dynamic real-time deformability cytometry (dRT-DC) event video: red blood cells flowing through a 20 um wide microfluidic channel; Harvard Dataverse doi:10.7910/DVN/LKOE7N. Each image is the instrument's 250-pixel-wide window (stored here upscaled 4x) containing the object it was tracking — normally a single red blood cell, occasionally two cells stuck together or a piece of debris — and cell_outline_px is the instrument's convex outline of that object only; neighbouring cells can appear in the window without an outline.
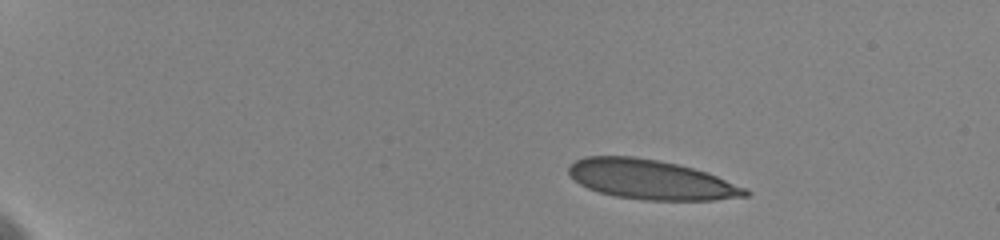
{"species": "human", "species_latin": "Homo sapiens", "temperature_condition": "cold", "stored_images_in_passage": 37, "camera_frame_rate_fps": 3000, "um_per_image_px": 0.085, "donor": {"sex": "female"}, "frame": {"image": 1, "passage_image": 1, "time_ms": 0.0, "image_size_px": [1000, 240], "cell_outline_px": [[752, 192], [748, 196], [716, 200], [644, 200], [616, 196], [600, 192], [588, 188], [580, 184], [568, 172], [568, 168], [576, 160], [584, 156], [632, 156], [656, 160], [676, 164], [708, 172], [748, 188]], "centroid_in_image_um": [55.4, 15.27], "position_along_channel_um": 29.6, "area_um2": 40.69}}
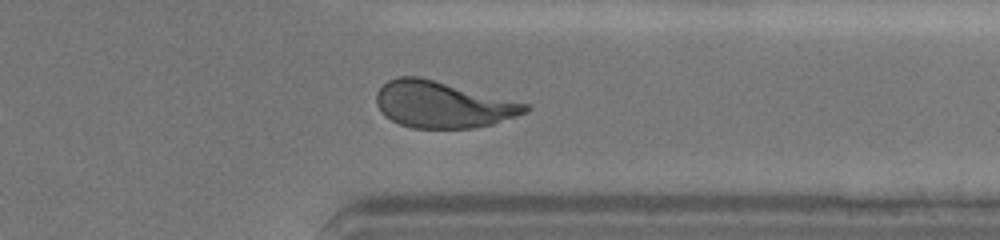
{"frame": {"image": 2, "passage_image": 28, "time_ms": 12.667, "image_size_px": [1000, 240], "cell_outline_px": [[532, 108], [528, 112], [492, 124], [472, 128], [412, 128], [400, 124], [384, 116], [380, 112], [376, 104], [376, 92], [388, 80], [396, 76], [420, 76], [528, 104]], "centroid_in_image_um": [37.59, 8.88], "position_along_channel_um": 373.8, "area_um2": 40.34}}
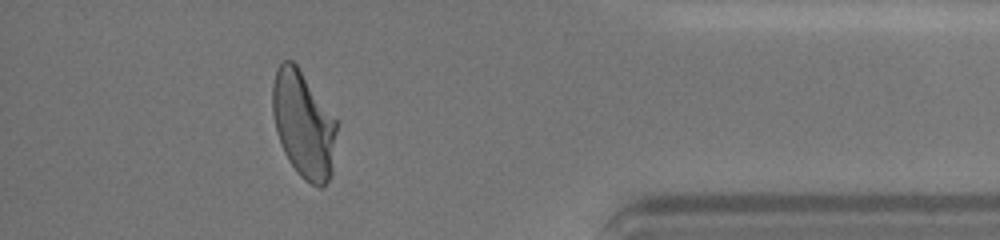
{"frame": {"image": 3, "passage_image": 32, "time_ms": 14.333, "image_size_px": [1000, 240], "cell_outline_px": [[340, 120], [332, 172], [328, 180], [320, 188], [316, 188], [304, 180], [296, 172], [288, 160], [280, 144], [276, 132], [272, 112], [272, 84], [276, 68], [284, 60], [292, 60], [296, 64]], "centroid_in_image_um": [25.84, 10.58], "position_along_channel_um": 409.4, "area_um2": 41.21}, "authors_computed_cell_mechanics": {"area_um2": 40.8646, "velocity_mm_per_s": 3.5898, "shape_relaxation_time_tau1_ms": 5.7085, "shape_relaxation_time_tau2_ms": null, "deformation_change_tau1": 0.1672, "deformation_change_tau2": null}}